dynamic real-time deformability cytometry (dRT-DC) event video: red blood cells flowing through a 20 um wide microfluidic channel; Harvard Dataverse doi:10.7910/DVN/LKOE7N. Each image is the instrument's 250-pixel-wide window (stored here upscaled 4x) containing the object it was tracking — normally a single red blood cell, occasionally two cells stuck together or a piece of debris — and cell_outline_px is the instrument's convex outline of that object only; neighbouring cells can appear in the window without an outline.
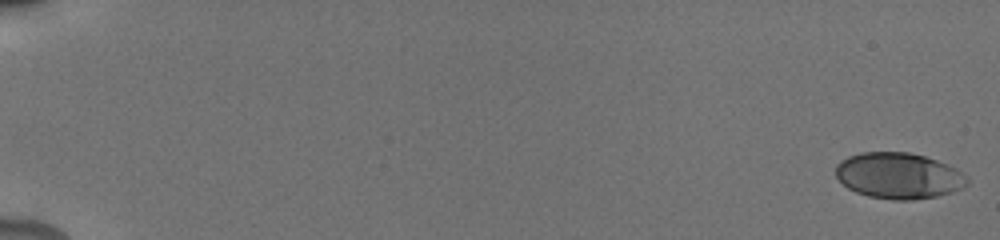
{"species": "human", "species_latin": "Homo sapiens", "temperature_condition": "cold", "stored_images_in_passage": 46, "camera_frame_rate_fps": 3000, "um_per_image_px": 0.085, "donor": {"sex": "male"}, "frame": {"image": 1, "passage_image": 1, "time_ms": 0.0, "image_size_px": [1000, 240], "cell_outline_px": [[968, 184], [952, 192], [936, 196], [912, 200], [892, 200], [868, 196], [856, 192], [848, 188], [836, 176], [836, 164], [840, 160], [848, 156], [860, 152], [908, 152], [924, 156], [936, 160], [956, 168], [968, 180]], "centroid_in_image_um": [76.35, 14.93], "position_along_channel_um": 8.6, "area_um2": 35.14}}
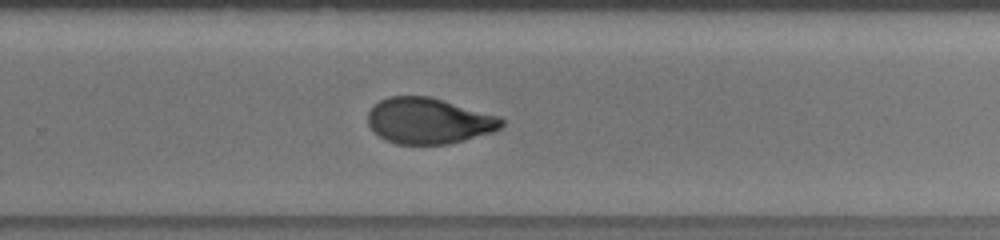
{"frame": {"image": 2, "passage_image": 35, "time_ms": 12.667, "image_size_px": [1000, 240], "cell_outline_px": [[504, 124], [500, 128], [492, 132], [448, 144], [396, 144], [384, 140], [368, 124], [368, 112], [380, 100], [388, 96], [428, 96], [444, 100], [500, 116], [504, 120]], "centroid_in_image_um": [36.45, 10.27], "position_along_channel_um": 293.3, "area_um2": 35.66}}
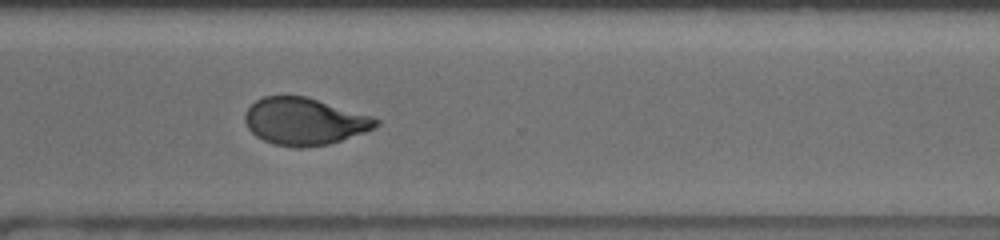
{"frame": {"image": 3, "passage_image": 39, "time_ms": 14.0, "image_size_px": [1000, 240], "cell_outline_px": [[380, 124], [376, 128], [328, 144], [304, 148], [296, 148], [276, 144], [264, 140], [256, 136], [248, 128], [244, 120], [244, 112], [256, 100], [264, 96], [304, 96], [372, 116], [380, 120]], "centroid_in_image_um": [25.87, 10.32], "position_along_channel_um": 344.7, "area_um2": 35.78}, "authors_computed_cell_mechanics": {"area_um2": 35.8649, "velocity_mm_per_s": 3.8368, "shape_relaxation_time_tau1_ms": 3.8724, "shape_relaxation_time_tau2_ms": 1.4741, "deformation_change_tau1": 0.1592, "deformation_change_tau2": 0.0689}}